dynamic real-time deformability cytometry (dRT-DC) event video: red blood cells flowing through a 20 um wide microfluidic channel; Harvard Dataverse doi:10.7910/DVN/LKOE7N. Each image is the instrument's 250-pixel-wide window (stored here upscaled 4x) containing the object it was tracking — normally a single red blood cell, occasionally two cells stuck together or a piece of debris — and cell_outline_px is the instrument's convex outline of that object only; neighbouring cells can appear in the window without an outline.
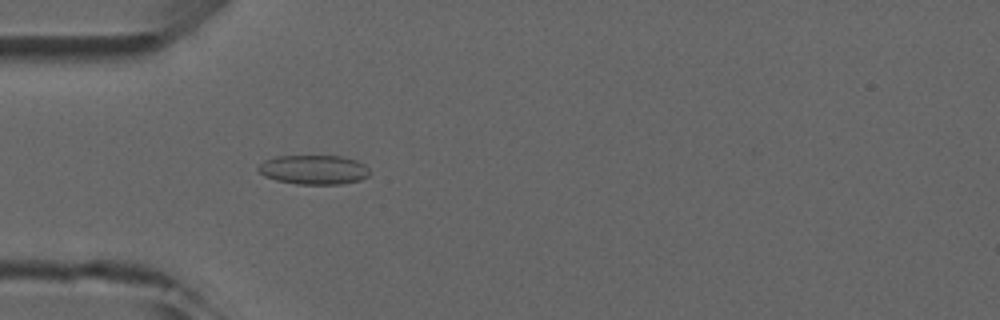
{"species": "common noctule bat (a hibernating species)", "species_latin": "Nyctalus noctula", "temperature_condition": "room temperature", "stored_images_in_passage": 3, "camera_frame_rate_fps": 3000, "um_per_image_px": 0.085, "animal": {"sex": "male", "forearm_length_mm": 52.5}, "frame": {"image": 1, "passage_image": 3, "time_ms": 2.333, "image_size_px": [1000, 320], "cell_outline_px": [[368, 176], [360, 180], [340, 184], [296, 184], [276, 180], [264, 176], [256, 168], [264, 160], [276, 156], [344, 156], [356, 160], [364, 164], [368, 168]], "centroid_in_image_um": [26.65, 14.42], "position_along_channel_um": 58.3, "area_um2": 19.07}}